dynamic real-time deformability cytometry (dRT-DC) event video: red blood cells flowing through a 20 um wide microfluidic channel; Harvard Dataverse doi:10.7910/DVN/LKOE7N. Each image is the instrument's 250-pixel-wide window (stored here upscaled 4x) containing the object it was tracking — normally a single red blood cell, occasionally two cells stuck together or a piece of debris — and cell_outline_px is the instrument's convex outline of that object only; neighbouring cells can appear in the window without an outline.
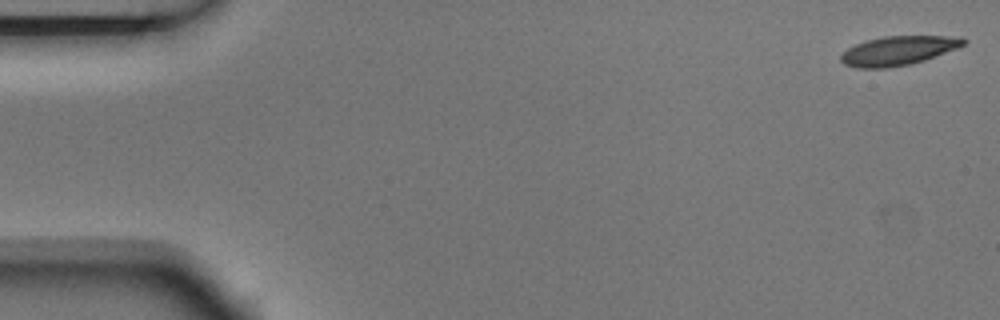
{"species": "Egyptian fruit bat (a non-hibernating species)", "species_latin": "Rousettus aegyptiacus", "temperature_condition": "room temperature", "stored_images_in_passage": 4, "camera_frame_rate_fps": 3000, "um_per_image_px": 0.085, "animal": {"sex": "male"}, "frame": {"image": 1, "passage_image": 1, "time_ms": 0.0, "image_size_px": [1000, 320], "cell_outline_px": [[968, 40], [964, 44], [956, 48], [924, 60], [912, 64], [888, 68], [860, 68], [844, 64], [840, 60], [840, 56], [848, 48], [856, 44], [868, 40], [884, 36], [960, 36]], "centroid_in_image_um": [76.36, 4.3], "position_along_channel_um": 8.6, "area_um2": 20.69}}